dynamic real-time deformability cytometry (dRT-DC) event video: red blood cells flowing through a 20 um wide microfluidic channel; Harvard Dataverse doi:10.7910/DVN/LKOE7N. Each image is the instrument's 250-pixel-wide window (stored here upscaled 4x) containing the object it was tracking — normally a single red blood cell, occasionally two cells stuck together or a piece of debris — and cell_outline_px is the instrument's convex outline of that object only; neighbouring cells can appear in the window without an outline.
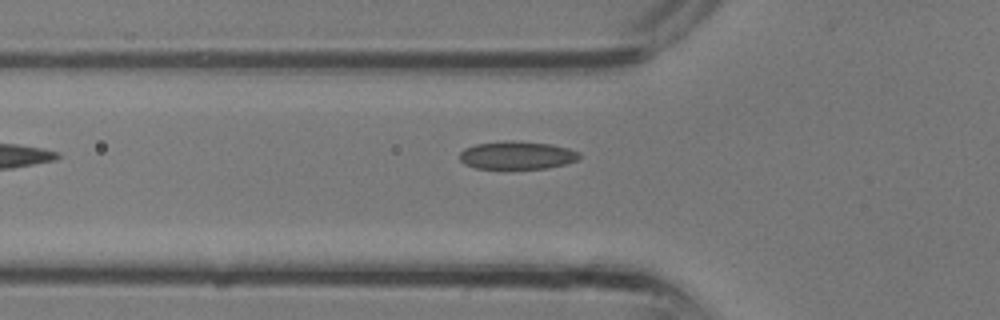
{"species": "common noctule bat (a hibernating species)", "species_latin": "Nyctalus noctula", "temperature_condition": "room temperature", "stored_images_in_passage": 2, "camera_frame_rate_fps": 3000, "um_per_image_px": 0.085, "animal": {"sex": "male", "body_mass_g": 13.3}, "frame": {"image": 1, "passage_image": 2, "time_ms": 0.333, "image_size_px": [1000, 320], "cell_outline_px": [[580, 160], [548, 168], [512, 172], [476, 168], [464, 164], [460, 160], [460, 152], [464, 148], [476, 144], [504, 140], [512, 140], [552, 144], [568, 148], [580, 152]], "centroid_in_image_um": [43.94, 13.24], "position_along_channel_um": 81.9, "area_um2": 20.69}}